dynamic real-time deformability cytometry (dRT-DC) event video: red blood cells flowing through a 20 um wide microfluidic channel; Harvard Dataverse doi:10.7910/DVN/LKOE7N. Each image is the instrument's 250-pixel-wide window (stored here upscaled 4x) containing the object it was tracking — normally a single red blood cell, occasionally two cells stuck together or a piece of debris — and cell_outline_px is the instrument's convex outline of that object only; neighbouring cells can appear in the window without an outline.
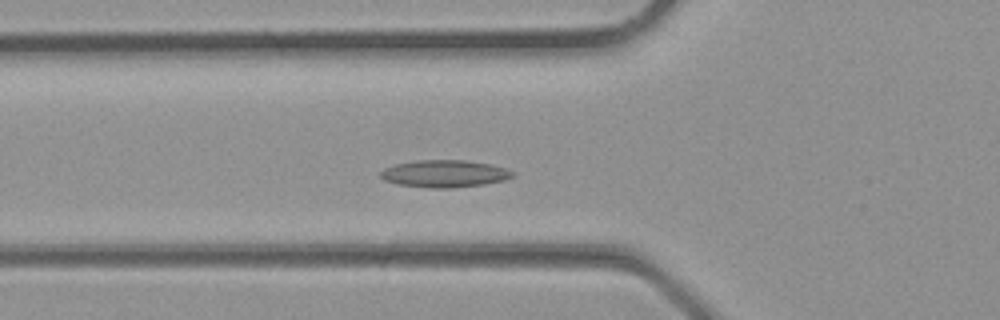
{"species": "common noctule bat (a hibernating species)", "species_latin": "Nyctalus noctula", "temperature_condition": "room temperature", "stored_images_in_passage": 30, "camera_frame_rate_fps": 3000, "um_per_image_px": 0.085, "animal": {"sex": "male", "body_mass_g": 23.1, "forearm_length_mm": 52.7}, "frame": {"image": 1, "passage_image": 10, "time_ms": 3.0, "image_size_px": [1000, 320], "cell_outline_px": [[516, 176], [504, 180], [484, 184], [448, 188], [428, 188], [396, 184], [384, 180], [380, 176], [380, 172], [384, 168], [392, 164], [416, 160], [464, 160], [488, 164], [504, 168], [516, 172]], "centroid_in_image_um": [37.75, 14.76], "position_along_channel_um": 88.0, "area_um2": 21.1}}
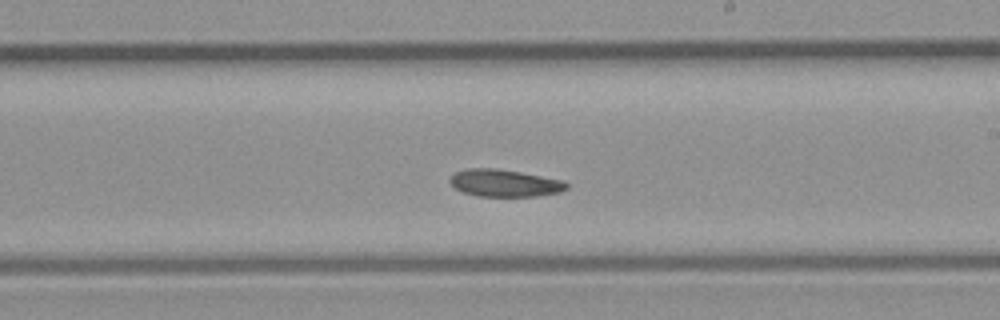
{"frame": {"image": 2, "passage_image": 18, "time_ms": 5.667, "image_size_px": [1000, 320], "cell_outline_px": [[568, 188], [560, 192], [536, 196], [476, 196], [464, 192], [456, 188], [448, 180], [456, 172], [468, 168], [496, 168], [520, 172], [564, 180], [568, 184]], "centroid_in_image_um": [42.91, 15.56], "position_along_channel_um": 246.1, "area_um2": 18.44}}
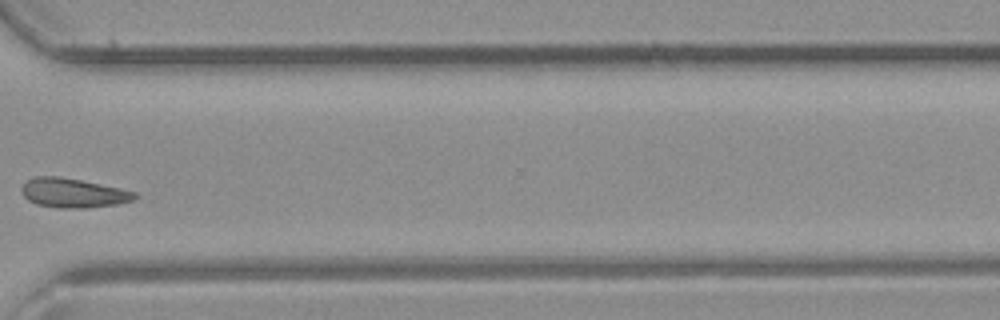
{"frame": {"image": 3, "passage_image": 24, "time_ms": 7.667, "image_size_px": [1000, 320], "cell_outline_px": [[140, 196], [136, 200], [116, 204], [88, 208], [56, 208], [36, 204], [28, 200], [24, 196], [20, 188], [28, 180], [36, 176], [60, 176], [120, 188], [136, 192]], "centroid_in_image_um": [6.25, 16.41], "position_along_channel_um": 364.4, "area_um2": 19.48}}